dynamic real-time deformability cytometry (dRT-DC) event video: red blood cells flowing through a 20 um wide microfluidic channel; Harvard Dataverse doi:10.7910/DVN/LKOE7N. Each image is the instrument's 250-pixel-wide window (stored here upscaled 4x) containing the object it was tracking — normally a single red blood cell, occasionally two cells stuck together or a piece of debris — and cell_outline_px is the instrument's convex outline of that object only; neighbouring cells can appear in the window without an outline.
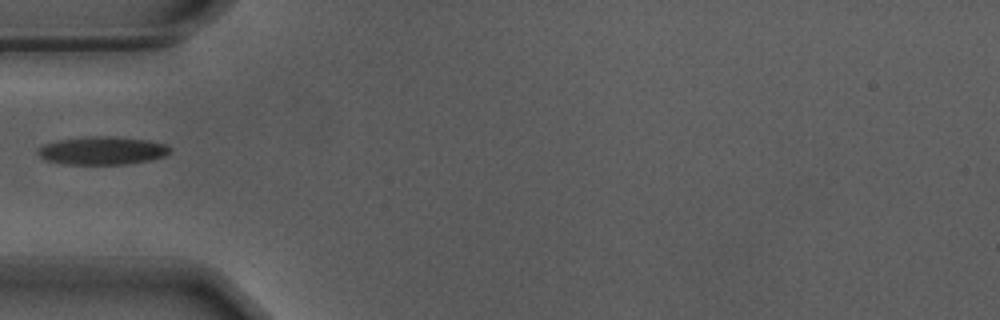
{"species": "Egyptian fruit bat (a non-hibernating species)", "species_latin": "Rousettus aegyptiacus", "temperature_condition": "warm", "stored_images_in_passage": 17, "camera_frame_rate_fps": 3000, "um_per_image_px": 0.085, "animal": {"sex": "male"}, "frame": {"image": 1, "passage_image": 1, "time_ms": 0.0, "image_size_px": [1000, 320], "cell_outline_px": [[172, 148], [164, 156], [148, 160], [124, 164], [64, 164], [44, 160], [36, 152], [44, 144], [56, 140], [88, 136], [108, 136], [148, 140], [164, 144]], "centroid_in_image_um": [8.64, 12.8], "position_along_channel_um": 76.4, "area_um2": 21.5}}
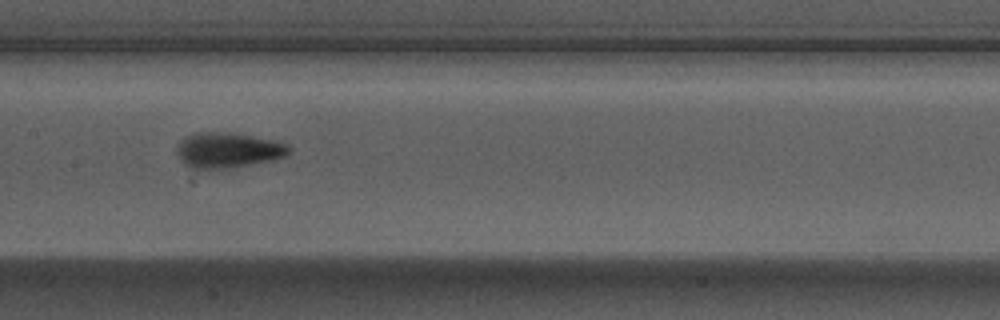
{"frame": {"image": 2, "passage_image": 10, "time_ms": 3.0, "image_size_px": [1000, 320], "cell_outline_px": [[292, 148], [284, 156], [268, 160], [228, 168], [192, 168], [184, 164], [180, 160], [176, 148], [180, 140], [184, 136], [196, 132], [216, 132], [248, 136], [276, 140]], "centroid_in_image_um": [19.29, 12.75], "position_along_channel_um": 188.1, "area_um2": 22.48}}
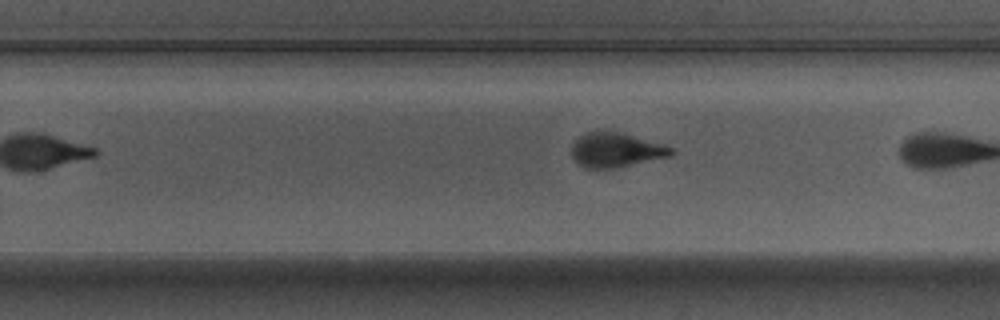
{"frame": {"image": 3, "passage_image": 15, "time_ms": 4.667, "image_size_px": [1000, 320], "cell_outline_px": [[676, 152], [672, 156], [612, 168], [588, 168], [580, 164], [572, 156], [572, 144], [580, 136], [588, 132], [620, 132], [660, 144], [672, 148]], "centroid_in_image_um": [52.36, 12.76], "position_along_channel_um": 277.4, "area_um2": 19.42}}